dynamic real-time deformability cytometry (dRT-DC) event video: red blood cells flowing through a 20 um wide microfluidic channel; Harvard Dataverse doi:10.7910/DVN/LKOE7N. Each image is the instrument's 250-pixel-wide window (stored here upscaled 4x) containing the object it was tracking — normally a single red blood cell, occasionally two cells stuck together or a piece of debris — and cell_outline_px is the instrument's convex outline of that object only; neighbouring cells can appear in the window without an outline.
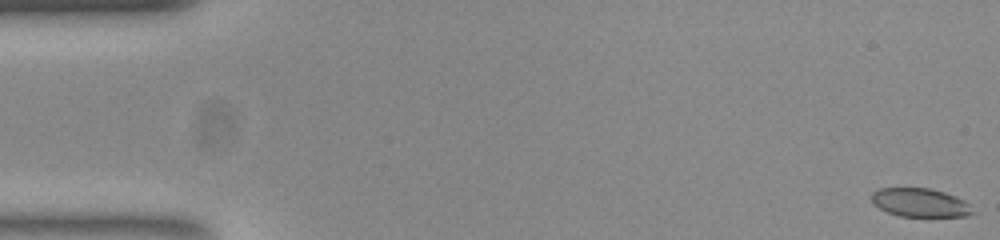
{"species": "common noctule bat (a hibernating species)", "species_latin": "Nyctalus noctula", "temperature_condition": "room temperature", "stored_images_in_passage": 54, "camera_frame_rate_fps": 3000, "um_per_image_px": 0.085, "animal": {"sex": "female", "body_mass_g": 23.0, "forearm_length_mm": 53.4}, "frame": {"image": 1, "passage_image": 1, "time_ms": 0.0, "image_size_px": [1000, 240], "cell_outline_px": [[976, 212], [968, 216], [900, 216], [888, 212], [872, 204], [872, 192], [880, 188], [928, 188], [944, 192], [956, 196], [964, 200]], "centroid_in_image_um": [78.22, 17.22], "position_along_channel_um": 6.8, "area_um2": 16.82}}
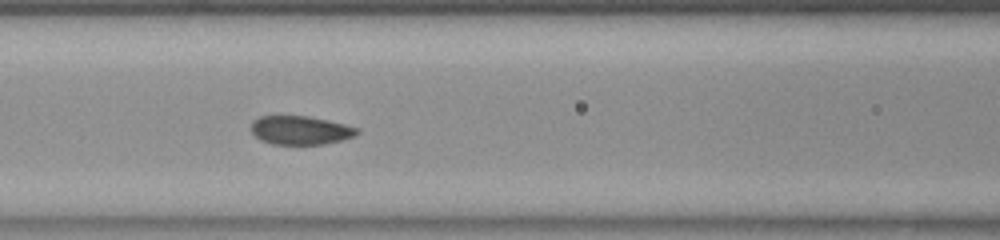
{"frame": {"image": 2, "passage_image": 23, "time_ms": 7.333, "image_size_px": [1000, 240], "cell_outline_px": [[360, 132], [356, 136], [324, 144], [272, 144], [260, 140], [252, 132], [252, 120], [260, 116], [308, 116], [328, 120], [360, 128]], "centroid_in_image_um": [25.56, 11.07], "position_along_channel_um": 141.0, "area_um2": 17.74}}
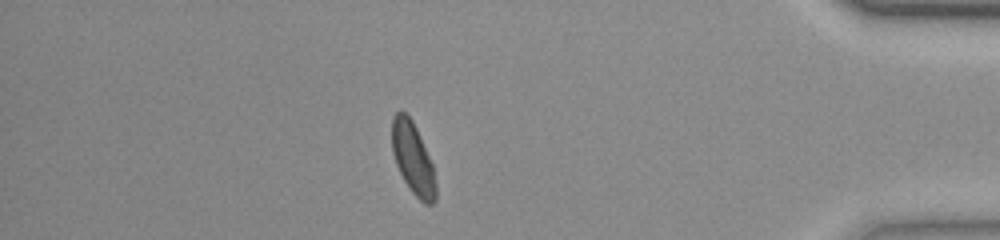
{"frame": {"image": 3, "passage_image": 47, "time_ms": 15.333, "image_size_px": [1000, 240], "cell_outline_px": [[436, 200], [432, 204], [424, 204], [412, 192], [404, 180], [396, 164], [392, 152], [392, 116], [400, 108], [412, 120], [420, 136], [432, 164], [436, 184]], "centroid_in_image_um": [35.09, 13.46], "position_along_channel_um": 400.1, "area_um2": 18.26}, "authors_computed_cell_mechanics": {"area_um2": 18.4093, "velocity_mm_per_s": 3.781, "shape_relaxation_time_tau1_ms": 5.9454, "shape_relaxation_time_tau2_ms": null, "deformation_change_tau1": 0.1603, "deformation_change_tau2": null}}